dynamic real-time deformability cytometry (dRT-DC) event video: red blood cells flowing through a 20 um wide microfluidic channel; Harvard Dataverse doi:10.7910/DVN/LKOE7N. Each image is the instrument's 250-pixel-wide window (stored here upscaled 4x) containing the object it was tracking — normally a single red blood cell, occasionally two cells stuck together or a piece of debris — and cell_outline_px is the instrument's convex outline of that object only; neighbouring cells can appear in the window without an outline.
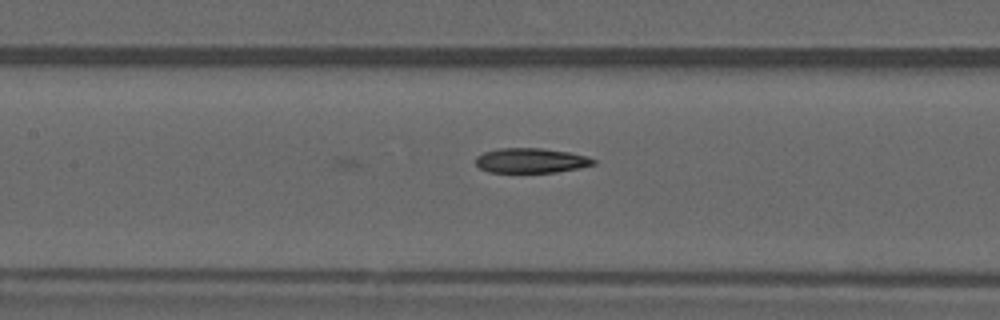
{"species": "common noctule bat (a hibernating species)", "species_latin": "Nyctalus noctula", "temperature_condition": "warm", "stored_images_in_passage": 12, "camera_frame_rate_fps": 3000, "um_per_image_px": 0.085, "animal": {"sex": "male", "forearm_length_mm": 52.5}, "frame": {"image": 1, "passage_image": 12, "time_ms": 3.667, "image_size_px": [1000, 320], "cell_outline_px": [[596, 164], [580, 168], [556, 172], [488, 172], [480, 168], [476, 164], [476, 156], [484, 152], [496, 148], [540, 148], [568, 152], [588, 156], [596, 160]], "centroid_in_image_um": [45.14, 13.64], "position_along_channel_um": 162.3, "area_um2": 17.11}}